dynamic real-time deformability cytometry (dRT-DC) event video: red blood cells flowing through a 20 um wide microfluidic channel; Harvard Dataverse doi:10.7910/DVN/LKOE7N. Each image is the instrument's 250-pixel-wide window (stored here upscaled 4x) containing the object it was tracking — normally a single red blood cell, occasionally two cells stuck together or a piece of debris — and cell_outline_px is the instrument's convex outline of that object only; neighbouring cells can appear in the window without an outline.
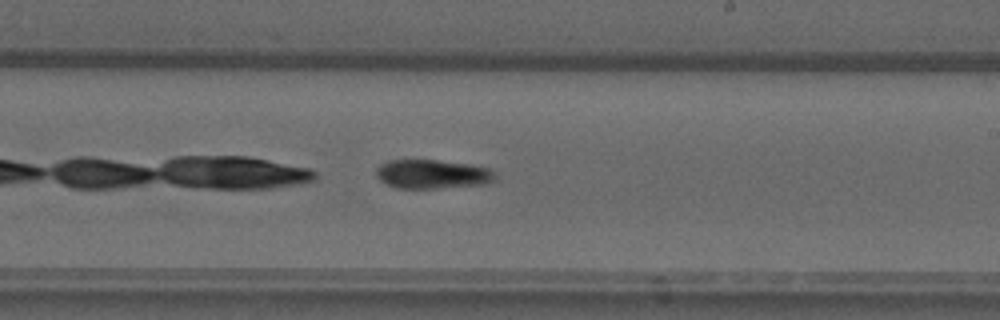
{"species": "common noctule bat (a hibernating species)", "species_latin": "Nyctalus noctula", "temperature_condition": "warm", "stored_images_in_passage": 34, "camera_frame_rate_fps": 3000, "um_per_image_px": 0.085, "animal": {"sex": "male", "forearm_length_mm": 52.5}, "frame": {"image": 1, "passage_image": 15, "time_ms": 4.667, "image_size_px": [1000, 320], "cell_outline_px": [[496, 180], [484, 184], [436, 188], [396, 188], [380, 180], [376, 176], [376, 168], [380, 164], [388, 160], [436, 160], [472, 164], [492, 168], [496, 176]], "centroid_in_image_um": [36.78, 14.79], "position_along_channel_um": 252.2, "area_um2": 20.29}}
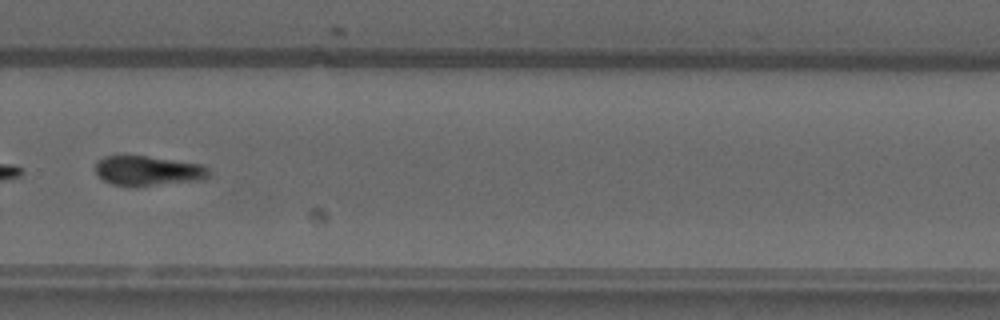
{"frame": {"image": 2, "passage_image": 20, "time_ms": 6.333, "image_size_px": [1000, 320], "cell_outline_px": [[212, 172], [204, 180], [136, 188], [112, 184], [104, 180], [96, 172], [96, 164], [104, 156], [144, 156], [204, 164]], "centroid_in_image_um": [12.66, 14.55], "position_along_channel_um": 317.1, "area_um2": 20.11}, "authors_computed_cell_mechanics": {"area_um2": 20.2878, "velocity_mm_per_s": 3.9074, "shape_relaxation_time_tau1_ms": 4.4447, "shape_relaxation_time_tau2_ms": null, "deformation_change_tau1": 0.1065, "deformation_change_tau2": null}}